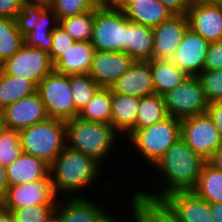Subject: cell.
<instances>
[{
    "instance_id": "4",
    "label": "cell",
    "mask_w": 222,
    "mask_h": 222,
    "mask_svg": "<svg viewBox=\"0 0 222 222\" xmlns=\"http://www.w3.org/2000/svg\"><path fill=\"white\" fill-rule=\"evenodd\" d=\"M180 137H181V120L172 116H168L164 120L157 122L151 126L137 129L125 141L124 149L127 148L131 152V154L126 149L125 151L127 153L124 154V158L122 156V161L126 159L125 157L127 155L128 160L130 161L131 159L133 166L136 165V167L139 168V166L142 167L141 164H144L142 168L137 169L139 170V172L137 170L132 172V174L134 173L135 175L136 173H140L136 176H139V175L144 176L146 172L151 170V168H153L156 165V163L164 156L167 150ZM129 155H133V156H130L129 158ZM134 160H136L138 164L135 163ZM147 166H148V169H146ZM142 169H146L147 171L146 170L142 171Z\"/></svg>"
},
{
    "instance_id": "39",
    "label": "cell",
    "mask_w": 222,
    "mask_h": 222,
    "mask_svg": "<svg viewBox=\"0 0 222 222\" xmlns=\"http://www.w3.org/2000/svg\"><path fill=\"white\" fill-rule=\"evenodd\" d=\"M53 43L49 52L50 58L55 63L64 52H66L75 43V40L59 24L52 31Z\"/></svg>"
},
{
    "instance_id": "22",
    "label": "cell",
    "mask_w": 222,
    "mask_h": 222,
    "mask_svg": "<svg viewBox=\"0 0 222 222\" xmlns=\"http://www.w3.org/2000/svg\"><path fill=\"white\" fill-rule=\"evenodd\" d=\"M95 51L90 41H75L54 63V71L66 75L88 74Z\"/></svg>"
},
{
    "instance_id": "42",
    "label": "cell",
    "mask_w": 222,
    "mask_h": 222,
    "mask_svg": "<svg viewBox=\"0 0 222 222\" xmlns=\"http://www.w3.org/2000/svg\"><path fill=\"white\" fill-rule=\"evenodd\" d=\"M166 6L174 15H187L191 7L190 0H159Z\"/></svg>"
},
{
    "instance_id": "48",
    "label": "cell",
    "mask_w": 222,
    "mask_h": 222,
    "mask_svg": "<svg viewBox=\"0 0 222 222\" xmlns=\"http://www.w3.org/2000/svg\"><path fill=\"white\" fill-rule=\"evenodd\" d=\"M0 222H14L11 211L3 205H0Z\"/></svg>"
},
{
    "instance_id": "2",
    "label": "cell",
    "mask_w": 222,
    "mask_h": 222,
    "mask_svg": "<svg viewBox=\"0 0 222 222\" xmlns=\"http://www.w3.org/2000/svg\"><path fill=\"white\" fill-rule=\"evenodd\" d=\"M105 170L92 157L66 146L50 165V176L60 198L89 197L93 196L89 190H95L96 184L101 182L102 173L108 172Z\"/></svg>"
},
{
    "instance_id": "28",
    "label": "cell",
    "mask_w": 222,
    "mask_h": 222,
    "mask_svg": "<svg viewBox=\"0 0 222 222\" xmlns=\"http://www.w3.org/2000/svg\"><path fill=\"white\" fill-rule=\"evenodd\" d=\"M191 191L208 203H222V171L207 161Z\"/></svg>"
},
{
    "instance_id": "51",
    "label": "cell",
    "mask_w": 222,
    "mask_h": 222,
    "mask_svg": "<svg viewBox=\"0 0 222 222\" xmlns=\"http://www.w3.org/2000/svg\"><path fill=\"white\" fill-rule=\"evenodd\" d=\"M4 128H5V125H4V122H3L2 115L0 113V135H1L2 131L4 130Z\"/></svg>"
},
{
    "instance_id": "13",
    "label": "cell",
    "mask_w": 222,
    "mask_h": 222,
    "mask_svg": "<svg viewBox=\"0 0 222 222\" xmlns=\"http://www.w3.org/2000/svg\"><path fill=\"white\" fill-rule=\"evenodd\" d=\"M3 73L23 77L36 85L54 71V63L46 51L24 44L12 57L2 63Z\"/></svg>"
},
{
    "instance_id": "21",
    "label": "cell",
    "mask_w": 222,
    "mask_h": 222,
    "mask_svg": "<svg viewBox=\"0 0 222 222\" xmlns=\"http://www.w3.org/2000/svg\"><path fill=\"white\" fill-rule=\"evenodd\" d=\"M6 174L9 187L51 178L48 163L23 152L10 166L6 167Z\"/></svg>"
},
{
    "instance_id": "53",
    "label": "cell",
    "mask_w": 222,
    "mask_h": 222,
    "mask_svg": "<svg viewBox=\"0 0 222 222\" xmlns=\"http://www.w3.org/2000/svg\"><path fill=\"white\" fill-rule=\"evenodd\" d=\"M49 222H56L54 217Z\"/></svg>"
},
{
    "instance_id": "27",
    "label": "cell",
    "mask_w": 222,
    "mask_h": 222,
    "mask_svg": "<svg viewBox=\"0 0 222 222\" xmlns=\"http://www.w3.org/2000/svg\"><path fill=\"white\" fill-rule=\"evenodd\" d=\"M37 91V85L23 77L6 73L0 76V111Z\"/></svg>"
},
{
    "instance_id": "29",
    "label": "cell",
    "mask_w": 222,
    "mask_h": 222,
    "mask_svg": "<svg viewBox=\"0 0 222 222\" xmlns=\"http://www.w3.org/2000/svg\"><path fill=\"white\" fill-rule=\"evenodd\" d=\"M111 112L112 90L100 87L87 105L80 110L78 118L111 125Z\"/></svg>"
},
{
    "instance_id": "50",
    "label": "cell",
    "mask_w": 222,
    "mask_h": 222,
    "mask_svg": "<svg viewBox=\"0 0 222 222\" xmlns=\"http://www.w3.org/2000/svg\"><path fill=\"white\" fill-rule=\"evenodd\" d=\"M191 4L195 3H209V2H222V0H190Z\"/></svg>"
},
{
    "instance_id": "46",
    "label": "cell",
    "mask_w": 222,
    "mask_h": 222,
    "mask_svg": "<svg viewBox=\"0 0 222 222\" xmlns=\"http://www.w3.org/2000/svg\"><path fill=\"white\" fill-rule=\"evenodd\" d=\"M210 214L215 222H222V203H210Z\"/></svg>"
},
{
    "instance_id": "9",
    "label": "cell",
    "mask_w": 222,
    "mask_h": 222,
    "mask_svg": "<svg viewBox=\"0 0 222 222\" xmlns=\"http://www.w3.org/2000/svg\"><path fill=\"white\" fill-rule=\"evenodd\" d=\"M96 51L127 49V17L124 11L94 10L92 39Z\"/></svg>"
},
{
    "instance_id": "12",
    "label": "cell",
    "mask_w": 222,
    "mask_h": 222,
    "mask_svg": "<svg viewBox=\"0 0 222 222\" xmlns=\"http://www.w3.org/2000/svg\"><path fill=\"white\" fill-rule=\"evenodd\" d=\"M181 137L207 161L222 146V138L208 113L182 119Z\"/></svg>"
},
{
    "instance_id": "20",
    "label": "cell",
    "mask_w": 222,
    "mask_h": 222,
    "mask_svg": "<svg viewBox=\"0 0 222 222\" xmlns=\"http://www.w3.org/2000/svg\"><path fill=\"white\" fill-rule=\"evenodd\" d=\"M111 90L113 93L138 98L155 94L149 61H135L111 86Z\"/></svg>"
},
{
    "instance_id": "6",
    "label": "cell",
    "mask_w": 222,
    "mask_h": 222,
    "mask_svg": "<svg viewBox=\"0 0 222 222\" xmlns=\"http://www.w3.org/2000/svg\"><path fill=\"white\" fill-rule=\"evenodd\" d=\"M21 150L51 165L67 146L66 122L48 118L19 131Z\"/></svg>"
},
{
    "instance_id": "16",
    "label": "cell",
    "mask_w": 222,
    "mask_h": 222,
    "mask_svg": "<svg viewBox=\"0 0 222 222\" xmlns=\"http://www.w3.org/2000/svg\"><path fill=\"white\" fill-rule=\"evenodd\" d=\"M0 113L5 127L18 131L46 121L49 118L37 91L6 106Z\"/></svg>"
},
{
    "instance_id": "31",
    "label": "cell",
    "mask_w": 222,
    "mask_h": 222,
    "mask_svg": "<svg viewBox=\"0 0 222 222\" xmlns=\"http://www.w3.org/2000/svg\"><path fill=\"white\" fill-rule=\"evenodd\" d=\"M25 44L15 19L0 17V62L3 63Z\"/></svg>"
},
{
    "instance_id": "23",
    "label": "cell",
    "mask_w": 222,
    "mask_h": 222,
    "mask_svg": "<svg viewBox=\"0 0 222 222\" xmlns=\"http://www.w3.org/2000/svg\"><path fill=\"white\" fill-rule=\"evenodd\" d=\"M139 98L112 92L111 125L124 142L134 133Z\"/></svg>"
},
{
    "instance_id": "25",
    "label": "cell",
    "mask_w": 222,
    "mask_h": 222,
    "mask_svg": "<svg viewBox=\"0 0 222 222\" xmlns=\"http://www.w3.org/2000/svg\"><path fill=\"white\" fill-rule=\"evenodd\" d=\"M149 64L155 94L160 96L182 84L189 77L185 71L171 60L151 59Z\"/></svg>"
},
{
    "instance_id": "37",
    "label": "cell",
    "mask_w": 222,
    "mask_h": 222,
    "mask_svg": "<svg viewBox=\"0 0 222 222\" xmlns=\"http://www.w3.org/2000/svg\"><path fill=\"white\" fill-rule=\"evenodd\" d=\"M125 210H127L126 221L131 219V222H171L155 206L139 204L133 200Z\"/></svg>"
},
{
    "instance_id": "10",
    "label": "cell",
    "mask_w": 222,
    "mask_h": 222,
    "mask_svg": "<svg viewBox=\"0 0 222 222\" xmlns=\"http://www.w3.org/2000/svg\"><path fill=\"white\" fill-rule=\"evenodd\" d=\"M163 99L168 115L180 120L207 113L210 105L197 76H189L182 84L164 94Z\"/></svg>"
},
{
    "instance_id": "5",
    "label": "cell",
    "mask_w": 222,
    "mask_h": 222,
    "mask_svg": "<svg viewBox=\"0 0 222 222\" xmlns=\"http://www.w3.org/2000/svg\"><path fill=\"white\" fill-rule=\"evenodd\" d=\"M110 177L105 180L107 182H105L104 180L102 182H104V186L103 185H100V187H106V189L103 188V190L101 191H104L106 194H104V198L106 200L107 203H110L107 205V203L105 205H103L104 203L102 202H97V200H95V196L93 197H63V198H59V201L57 202L56 206H55V210H54V219L56 222H122L124 220V217L120 214H116L118 212H115V208L118 206V202H121L122 204H125L126 207L129 205V202L131 201V193L129 192L128 194L130 195H127V196H122L121 195L118 197L117 196V189L118 191L120 190L119 187H123V182H118V179L117 180H113V178H111L110 180ZM109 180V181H108ZM118 182V183H117ZM120 183V185H119ZM115 184V185H114ZM118 185V187H117ZM116 186V187H115ZM110 188V189H109ZM111 190V191H109ZM113 190V191H112ZM116 192H115V191ZM113 193L115 192L116 193V196L115 195H111L109 194V192ZM106 195V196H105ZM109 196V197H107ZM114 197V198H111V197ZM123 197H127L125 198L127 203L125 202V199H124V202L123 201H120V200H123ZM110 198V199H109ZM115 198H118L117 199V202L115 203L116 199ZM122 198V199H121ZM113 199V200H112ZM109 200V201H108ZM112 200V201H111ZM113 202V203H112ZM112 204V205H111ZM114 204L116 206H114ZM107 206V207H106ZM114 212H113V211ZM116 214V215H115ZM122 216L120 218V216ZM118 216V217H116Z\"/></svg>"
},
{
    "instance_id": "43",
    "label": "cell",
    "mask_w": 222,
    "mask_h": 222,
    "mask_svg": "<svg viewBox=\"0 0 222 222\" xmlns=\"http://www.w3.org/2000/svg\"><path fill=\"white\" fill-rule=\"evenodd\" d=\"M207 113L212 118L222 138V100L210 103Z\"/></svg>"
},
{
    "instance_id": "19",
    "label": "cell",
    "mask_w": 222,
    "mask_h": 222,
    "mask_svg": "<svg viewBox=\"0 0 222 222\" xmlns=\"http://www.w3.org/2000/svg\"><path fill=\"white\" fill-rule=\"evenodd\" d=\"M189 27L186 15H173L153 29V59L171 60Z\"/></svg>"
},
{
    "instance_id": "34",
    "label": "cell",
    "mask_w": 222,
    "mask_h": 222,
    "mask_svg": "<svg viewBox=\"0 0 222 222\" xmlns=\"http://www.w3.org/2000/svg\"><path fill=\"white\" fill-rule=\"evenodd\" d=\"M21 152L19 131L5 127L0 135V164L10 166Z\"/></svg>"
},
{
    "instance_id": "44",
    "label": "cell",
    "mask_w": 222,
    "mask_h": 222,
    "mask_svg": "<svg viewBox=\"0 0 222 222\" xmlns=\"http://www.w3.org/2000/svg\"><path fill=\"white\" fill-rule=\"evenodd\" d=\"M98 3L104 10L124 11L128 6V0H98Z\"/></svg>"
},
{
    "instance_id": "24",
    "label": "cell",
    "mask_w": 222,
    "mask_h": 222,
    "mask_svg": "<svg viewBox=\"0 0 222 222\" xmlns=\"http://www.w3.org/2000/svg\"><path fill=\"white\" fill-rule=\"evenodd\" d=\"M130 22L154 28L174 14L159 0H128L124 10Z\"/></svg>"
},
{
    "instance_id": "36",
    "label": "cell",
    "mask_w": 222,
    "mask_h": 222,
    "mask_svg": "<svg viewBox=\"0 0 222 222\" xmlns=\"http://www.w3.org/2000/svg\"><path fill=\"white\" fill-rule=\"evenodd\" d=\"M58 20L73 17L99 8L98 0H55L51 6Z\"/></svg>"
},
{
    "instance_id": "17",
    "label": "cell",
    "mask_w": 222,
    "mask_h": 222,
    "mask_svg": "<svg viewBox=\"0 0 222 222\" xmlns=\"http://www.w3.org/2000/svg\"><path fill=\"white\" fill-rule=\"evenodd\" d=\"M209 44V41L188 27L171 61L189 76H198L204 70Z\"/></svg>"
},
{
    "instance_id": "35",
    "label": "cell",
    "mask_w": 222,
    "mask_h": 222,
    "mask_svg": "<svg viewBox=\"0 0 222 222\" xmlns=\"http://www.w3.org/2000/svg\"><path fill=\"white\" fill-rule=\"evenodd\" d=\"M56 204H37L10 210L14 222H49Z\"/></svg>"
},
{
    "instance_id": "26",
    "label": "cell",
    "mask_w": 222,
    "mask_h": 222,
    "mask_svg": "<svg viewBox=\"0 0 222 222\" xmlns=\"http://www.w3.org/2000/svg\"><path fill=\"white\" fill-rule=\"evenodd\" d=\"M153 29L127 19V49L124 51L135 61L153 59Z\"/></svg>"
},
{
    "instance_id": "38",
    "label": "cell",
    "mask_w": 222,
    "mask_h": 222,
    "mask_svg": "<svg viewBox=\"0 0 222 222\" xmlns=\"http://www.w3.org/2000/svg\"><path fill=\"white\" fill-rule=\"evenodd\" d=\"M197 77L210 103L222 100V69L203 70Z\"/></svg>"
},
{
    "instance_id": "15",
    "label": "cell",
    "mask_w": 222,
    "mask_h": 222,
    "mask_svg": "<svg viewBox=\"0 0 222 222\" xmlns=\"http://www.w3.org/2000/svg\"><path fill=\"white\" fill-rule=\"evenodd\" d=\"M134 62L122 51H95L88 74L100 87L111 88Z\"/></svg>"
},
{
    "instance_id": "49",
    "label": "cell",
    "mask_w": 222,
    "mask_h": 222,
    "mask_svg": "<svg viewBox=\"0 0 222 222\" xmlns=\"http://www.w3.org/2000/svg\"><path fill=\"white\" fill-rule=\"evenodd\" d=\"M26 4L51 7L55 0H24Z\"/></svg>"
},
{
    "instance_id": "32",
    "label": "cell",
    "mask_w": 222,
    "mask_h": 222,
    "mask_svg": "<svg viewBox=\"0 0 222 222\" xmlns=\"http://www.w3.org/2000/svg\"><path fill=\"white\" fill-rule=\"evenodd\" d=\"M94 10L59 20V24L75 41H91Z\"/></svg>"
},
{
    "instance_id": "45",
    "label": "cell",
    "mask_w": 222,
    "mask_h": 222,
    "mask_svg": "<svg viewBox=\"0 0 222 222\" xmlns=\"http://www.w3.org/2000/svg\"><path fill=\"white\" fill-rule=\"evenodd\" d=\"M6 167L0 164V205L3 204L8 191Z\"/></svg>"
},
{
    "instance_id": "52",
    "label": "cell",
    "mask_w": 222,
    "mask_h": 222,
    "mask_svg": "<svg viewBox=\"0 0 222 222\" xmlns=\"http://www.w3.org/2000/svg\"><path fill=\"white\" fill-rule=\"evenodd\" d=\"M3 70H2V63L0 62V76L2 74Z\"/></svg>"
},
{
    "instance_id": "8",
    "label": "cell",
    "mask_w": 222,
    "mask_h": 222,
    "mask_svg": "<svg viewBox=\"0 0 222 222\" xmlns=\"http://www.w3.org/2000/svg\"><path fill=\"white\" fill-rule=\"evenodd\" d=\"M37 92L49 118L66 122L78 117L79 111L70 89V75L53 71L38 83Z\"/></svg>"
},
{
    "instance_id": "7",
    "label": "cell",
    "mask_w": 222,
    "mask_h": 222,
    "mask_svg": "<svg viewBox=\"0 0 222 222\" xmlns=\"http://www.w3.org/2000/svg\"><path fill=\"white\" fill-rule=\"evenodd\" d=\"M15 20L27 46L50 52L51 34L59 25L57 14L51 7L25 3Z\"/></svg>"
},
{
    "instance_id": "33",
    "label": "cell",
    "mask_w": 222,
    "mask_h": 222,
    "mask_svg": "<svg viewBox=\"0 0 222 222\" xmlns=\"http://www.w3.org/2000/svg\"><path fill=\"white\" fill-rule=\"evenodd\" d=\"M100 88L89 74H71L70 89L75 108L80 110L87 105L93 95Z\"/></svg>"
},
{
    "instance_id": "40",
    "label": "cell",
    "mask_w": 222,
    "mask_h": 222,
    "mask_svg": "<svg viewBox=\"0 0 222 222\" xmlns=\"http://www.w3.org/2000/svg\"><path fill=\"white\" fill-rule=\"evenodd\" d=\"M218 69H222V40L210 42L204 63V70Z\"/></svg>"
},
{
    "instance_id": "11",
    "label": "cell",
    "mask_w": 222,
    "mask_h": 222,
    "mask_svg": "<svg viewBox=\"0 0 222 222\" xmlns=\"http://www.w3.org/2000/svg\"><path fill=\"white\" fill-rule=\"evenodd\" d=\"M155 207L171 222H215L210 203L191 190L169 193Z\"/></svg>"
},
{
    "instance_id": "1",
    "label": "cell",
    "mask_w": 222,
    "mask_h": 222,
    "mask_svg": "<svg viewBox=\"0 0 222 222\" xmlns=\"http://www.w3.org/2000/svg\"><path fill=\"white\" fill-rule=\"evenodd\" d=\"M206 162L207 160H205L201 155L195 153L186 144L182 137H180L167 150L156 165L149 170V174L146 173V175L141 176L142 183H138L136 180L134 183L137 186H134L135 184H131L130 186L129 180H125L129 183V190L133 191H131V200L139 204L155 206L169 193L192 190L195 187ZM149 177L152 178L148 179ZM143 179H145V182H143ZM143 183H145L144 185L147 183L149 186L141 187L139 184L143 185ZM133 187L134 189H132ZM136 187H139V189H136Z\"/></svg>"
},
{
    "instance_id": "41",
    "label": "cell",
    "mask_w": 222,
    "mask_h": 222,
    "mask_svg": "<svg viewBox=\"0 0 222 222\" xmlns=\"http://www.w3.org/2000/svg\"><path fill=\"white\" fill-rule=\"evenodd\" d=\"M24 4V0H0V17L16 19Z\"/></svg>"
},
{
    "instance_id": "47",
    "label": "cell",
    "mask_w": 222,
    "mask_h": 222,
    "mask_svg": "<svg viewBox=\"0 0 222 222\" xmlns=\"http://www.w3.org/2000/svg\"><path fill=\"white\" fill-rule=\"evenodd\" d=\"M208 162L218 170L222 171V146L213 154Z\"/></svg>"
},
{
    "instance_id": "18",
    "label": "cell",
    "mask_w": 222,
    "mask_h": 222,
    "mask_svg": "<svg viewBox=\"0 0 222 222\" xmlns=\"http://www.w3.org/2000/svg\"><path fill=\"white\" fill-rule=\"evenodd\" d=\"M189 28L209 42L222 40V2L195 3L187 13Z\"/></svg>"
},
{
    "instance_id": "3",
    "label": "cell",
    "mask_w": 222,
    "mask_h": 222,
    "mask_svg": "<svg viewBox=\"0 0 222 222\" xmlns=\"http://www.w3.org/2000/svg\"><path fill=\"white\" fill-rule=\"evenodd\" d=\"M66 140L69 148L92 157L102 166L106 164L105 169L108 164L111 165L110 160L113 155L117 157L115 162L117 160L119 165L120 156H124L125 153L123 152L125 150H122L124 148L122 136L112 125L106 123L86 121L78 117L68 120L66 121ZM117 151L119 158L115 154Z\"/></svg>"
},
{
    "instance_id": "30",
    "label": "cell",
    "mask_w": 222,
    "mask_h": 222,
    "mask_svg": "<svg viewBox=\"0 0 222 222\" xmlns=\"http://www.w3.org/2000/svg\"><path fill=\"white\" fill-rule=\"evenodd\" d=\"M168 112L163 96L153 94L139 98V107L134 124V132L147 126H151L167 118Z\"/></svg>"
},
{
    "instance_id": "14",
    "label": "cell",
    "mask_w": 222,
    "mask_h": 222,
    "mask_svg": "<svg viewBox=\"0 0 222 222\" xmlns=\"http://www.w3.org/2000/svg\"><path fill=\"white\" fill-rule=\"evenodd\" d=\"M51 178L8 188L3 206L9 210L37 204H57L59 201Z\"/></svg>"
}]
</instances>
